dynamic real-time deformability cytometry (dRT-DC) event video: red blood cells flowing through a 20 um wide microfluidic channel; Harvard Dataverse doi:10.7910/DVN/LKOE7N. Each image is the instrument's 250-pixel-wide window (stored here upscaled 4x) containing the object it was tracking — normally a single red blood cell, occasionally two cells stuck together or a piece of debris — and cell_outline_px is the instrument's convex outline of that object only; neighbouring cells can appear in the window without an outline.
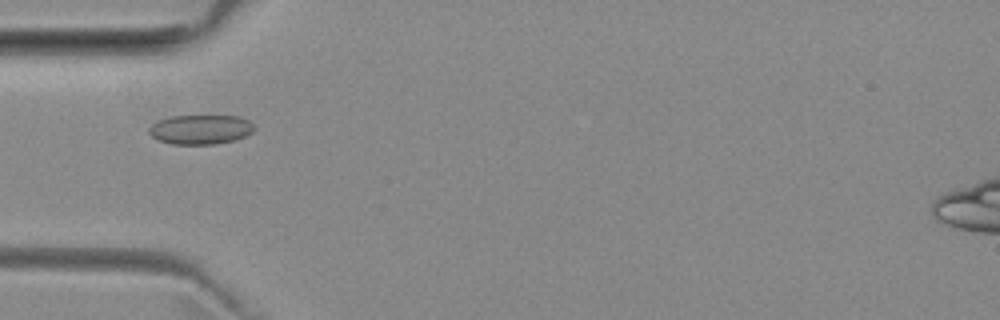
{"species": "common noctule bat (a hibernating species)", "species_latin": "Nyctalus noctula", "temperature_condition": "room temperature", "stored_images_in_passage": 52, "camera_frame_rate_fps": 3000, "um_per_image_px": 0.085, "animal": {"sex": "female", "body_mass_g": 29.2, "forearm_length_mm": 56.3}, "frame": {"image": 1, "passage_image": 16, "time_ms": 5.0, "image_size_px": [1000, 320], "cell_outline_px": [[256, 128], [252, 132], [244, 136], [232, 140], [216, 144], [172, 144], [160, 140], [152, 136], [148, 132], [148, 128], [156, 120], [172, 116], [240, 116], [248, 120]], "centroid_in_image_um": [17.03, 10.99], "position_along_channel_um": 68.0, "area_um2": 18.03}}
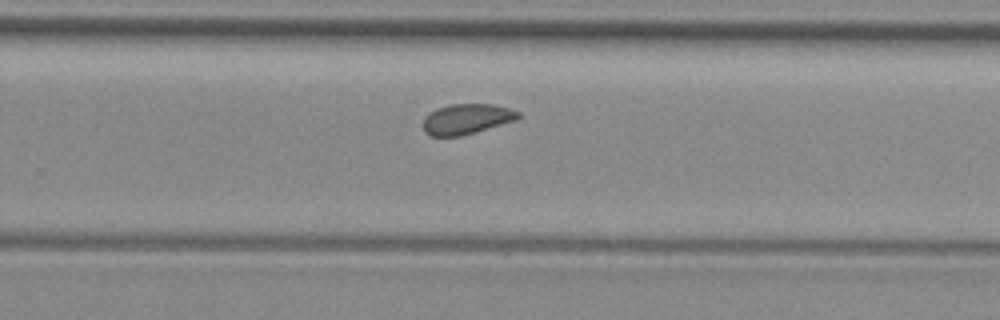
{"frame": {"image": 2, "passage_image": 33, "time_ms": 10.667, "image_size_px": [1000, 320], "cell_outline_px": [[520, 116], [516, 120], [460, 136], [432, 136], [424, 132], [424, 116], [428, 112], [436, 108], [448, 104], [492, 104], [508, 108], [520, 112]], "centroid_in_image_um": [39.63, 10.1], "position_along_channel_um": 290.2, "area_um2": 16.76}}
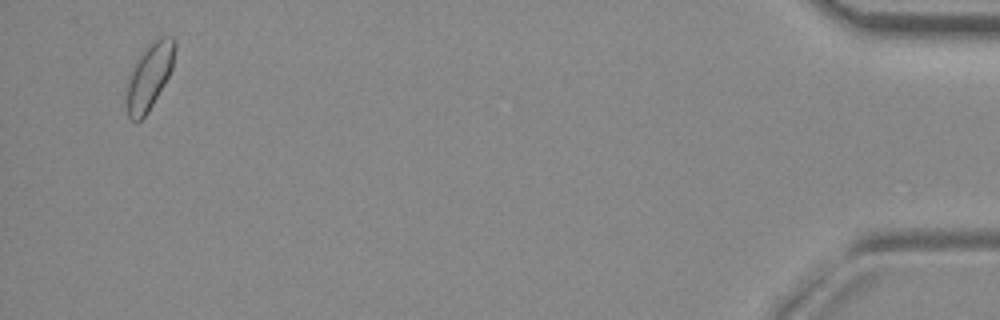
{"frame": {"image": 3, "passage_image": 50, "time_ms": 16.333, "image_size_px": [1000, 320], "cell_outline_px": [[176, 48], [172, 68], [164, 84], [148, 112], [140, 120], [132, 120], [128, 116], [124, 100], [128, 76], [136, 56], [152, 40], [160, 36], [172, 36], [176, 40]], "centroid_in_image_um": [12.66, 6.44], "position_along_channel_um": 422.5, "area_um2": 19.25}, "authors_computed_cell_mechanics": {"area_um2": 17.7157, "velocity_mm_per_s": 3.9251, "shape_relaxation_time_tau1_ms": 9.7691, "shape_relaxation_time_tau2_ms": 5.5094, "deformation_change_tau1": 0.0709, "deformation_change_tau2": 0.0633}}